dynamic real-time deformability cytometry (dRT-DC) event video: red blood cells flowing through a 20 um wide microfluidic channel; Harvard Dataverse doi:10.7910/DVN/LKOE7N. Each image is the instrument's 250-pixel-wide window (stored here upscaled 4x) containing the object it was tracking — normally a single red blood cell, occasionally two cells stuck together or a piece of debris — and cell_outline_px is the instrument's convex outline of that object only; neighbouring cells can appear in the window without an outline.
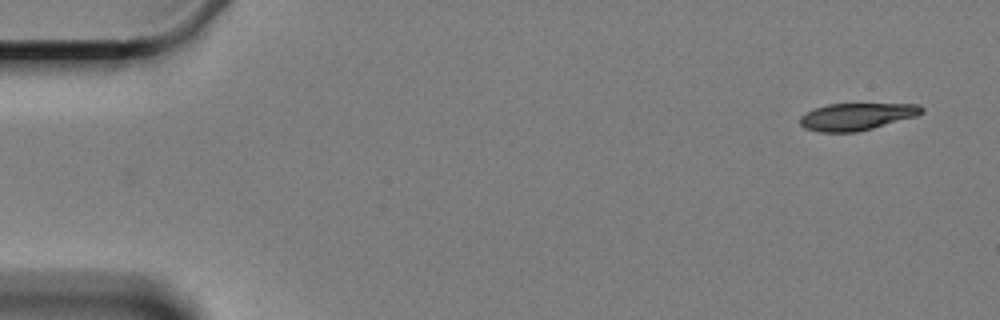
{"species": "Egyptian fruit bat (a non-hibernating species)", "species_latin": "Rousettus aegyptiacus", "temperature_condition": "cold", "stored_images_in_passage": 15, "camera_frame_rate_fps": 3000, "um_per_image_px": 0.085, "animal": {"sex": "female"}, "frame": {"image": 1, "passage_image": 1, "time_ms": 0.0, "image_size_px": [1000, 320], "cell_outline_px": [[924, 112], [916, 116], [872, 128], [856, 132], [820, 132], [804, 128], [800, 124], [800, 116], [816, 108], [828, 104], [920, 104], [924, 108]], "centroid_in_image_um": [72.83, 9.91], "position_along_channel_um": 12.2, "area_um2": 19.07}}
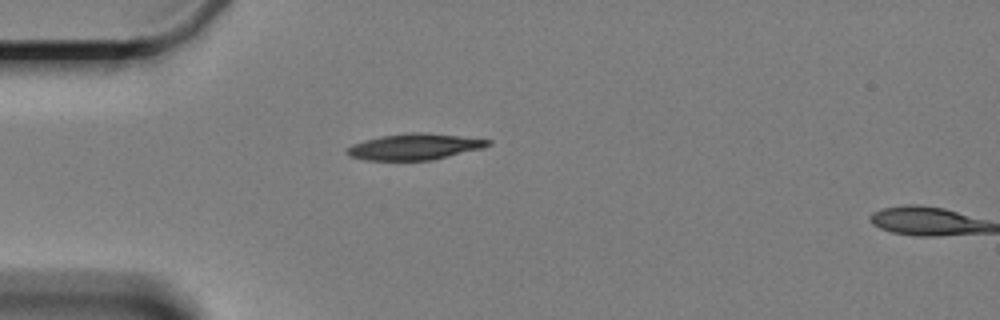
{"frame": {"image": 2, "passage_image": 14, "time_ms": 4.333, "image_size_px": [1000, 320], "cell_outline_px": [[492, 144], [480, 148], [432, 160], [368, 160], [348, 156], [344, 152], [352, 144], [364, 140], [380, 136], [412, 132], [424, 132], [492, 140]], "centroid_in_image_um": [35.19, 12.47], "position_along_channel_um": 49.8, "area_um2": 21.27}}